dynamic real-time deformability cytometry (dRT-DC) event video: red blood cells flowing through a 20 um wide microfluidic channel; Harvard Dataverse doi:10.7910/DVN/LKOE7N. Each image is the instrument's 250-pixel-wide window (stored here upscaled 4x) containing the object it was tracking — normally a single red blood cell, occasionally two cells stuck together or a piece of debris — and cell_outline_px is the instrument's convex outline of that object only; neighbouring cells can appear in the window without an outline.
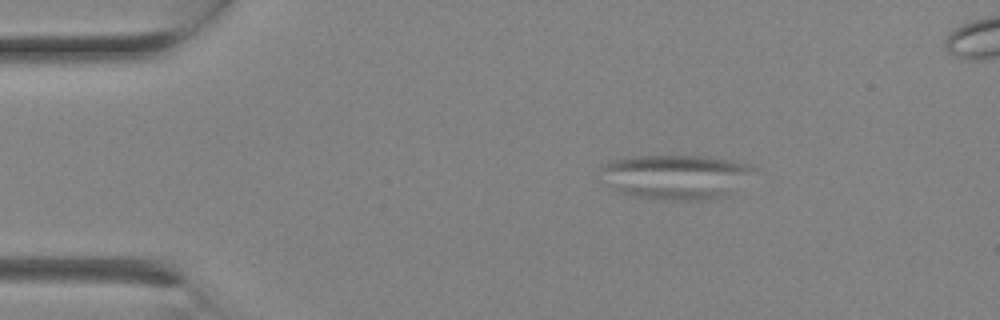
{"species": "Egyptian fruit bat (a non-hibernating species)", "species_latin": "Rousettus aegyptiacus", "temperature_condition": "room temperature", "stored_images_in_passage": 3, "camera_frame_rate_fps": 3000, "um_per_image_px": 0.085, "animal": {"sex": "female"}, "frame": {"image": 1, "passage_image": 1, "time_ms": 0.0, "image_size_px": [1000, 320], "cell_outline_px": [[756, 168], [724, 196], [704, 200], [664, 200], [636, 196], [620, 192], [612, 188], [600, 168], [604, 164], [616, 160], [636, 156], [700, 156], [728, 160], [748, 164]], "centroid_in_image_um": [57.41, 15.02], "position_along_channel_um": 27.6, "area_um2": 38.61}}